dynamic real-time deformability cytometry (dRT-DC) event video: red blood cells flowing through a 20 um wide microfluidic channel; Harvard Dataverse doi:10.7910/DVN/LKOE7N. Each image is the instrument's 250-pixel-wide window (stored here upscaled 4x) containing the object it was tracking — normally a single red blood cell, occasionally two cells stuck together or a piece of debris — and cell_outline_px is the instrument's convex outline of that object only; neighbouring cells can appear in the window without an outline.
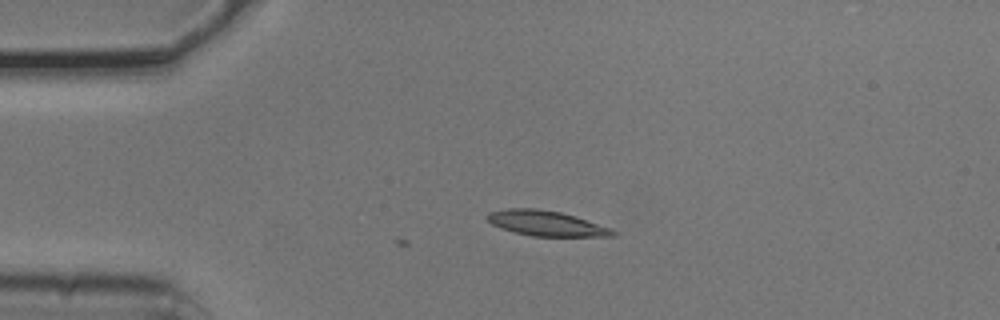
{"species": "common noctule bat (a hibernating species)", "species_latin": "Nyctalus noctula", "temperature_condition": "cold", "stored_images_in_passage": 6, "camera_frame_rate_fps": 3000, "um_per_image_px": 0.085, "animal": {"sex": "male", "body_mass_g": 20.5, "forearm_length_mm": 52.5}, "frame": {"image": 1, "passage_image": 3, "time_ms": 0.667, "image_size_px": [1000, 320], "cell_outline_px": [[616, 236], [532, 236], [512, 232], [500, 228], [492, 224], [484, 216], [488, 212], [508, 208], [536, 208], [560, 212], [576, 216], [612, 228], [616, 232]], "centroid_in_image_um": [46.4, 18.98], "position_along_channel_um": 38.6, "area_um2": 18.61}}
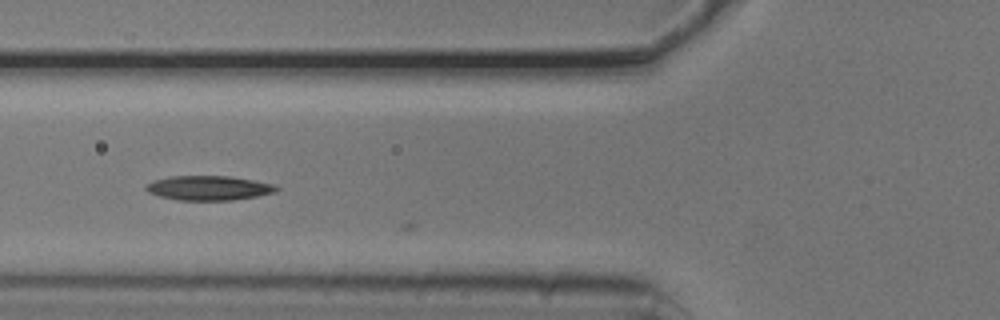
{"frame": {"image": 2, "passage_image": 5, "time_ms": 1.333, "image_size_px": [1000, 320], "cell_outline_px": [[280, 188], [276, 192], [256, 196], [232, 200], [176, 200], [160, 196], [148, 192], [144, 188], [144, 184], [152, 180], [172, 176], [228, 176], [276, 184]], "centroid_in_image_um": [17.72, 15.97], "position_along_channel_um": 108.1, "area_um2": 18.73}}